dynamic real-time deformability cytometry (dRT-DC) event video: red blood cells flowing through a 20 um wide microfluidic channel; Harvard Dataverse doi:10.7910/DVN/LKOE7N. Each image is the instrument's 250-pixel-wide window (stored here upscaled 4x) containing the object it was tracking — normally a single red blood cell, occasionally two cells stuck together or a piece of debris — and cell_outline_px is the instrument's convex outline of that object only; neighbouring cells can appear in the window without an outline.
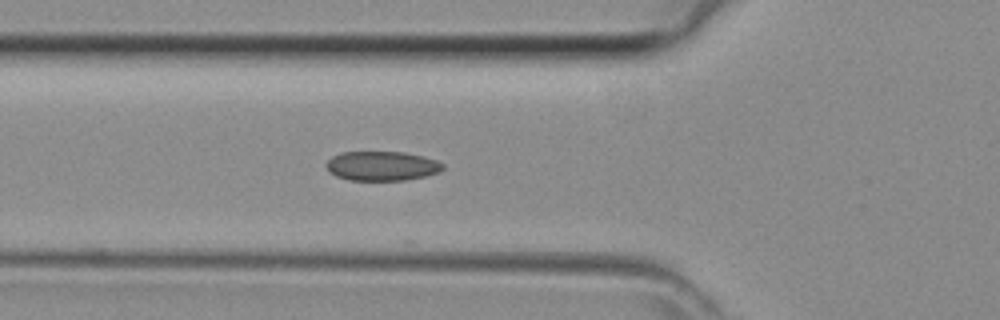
{"species": "common noctule bat (a hibernating species)", "species_latin": "Nyctalus noctula", "temperature_condition": "room temperature", "stored_images_in_passage": 5, "camera_frame_rate_fps": 3000, "um_per_image_px": 0.085, "animal": {"sex": "female", "body_mass_g": 29.2, "forearm_length_mm": 56.3}, "frame": {"image": 1, "passage_image": 2, "time_ms": 0.333, "image_size_px": [1000, 320], "cell_outline_px": [[444, 168], [440, 172], [428, 176], [404, 180], [348, 180], [336, 176], [328, 172], [324, 164], [332, 156], [340, 152], [404, 152], [424, 156], [436, 160], [444, 164]], "centroid_in_image_um": [32.45, 14.11], "position_along_channel_um": 93.3, "area_um2": 20.29}}
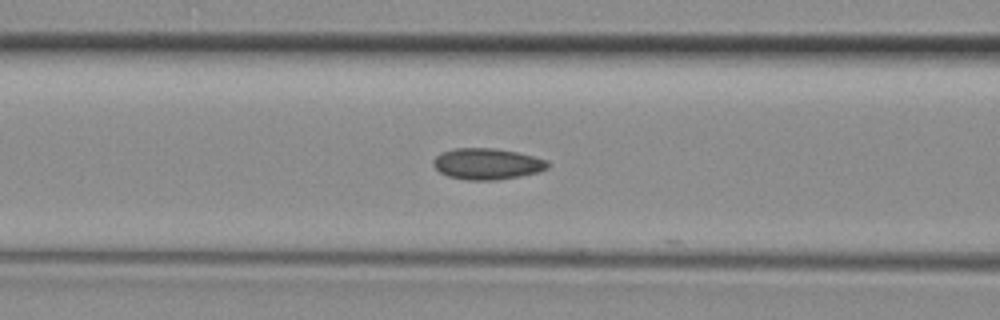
{"frame": {"image": 2, "passage_image": 4, "time_ms": 1.0, "image_size_px": [1000, 320], "cell_outline_px": [[548, 168], [540, 172], [520, 176], [496, 180], [468, 180], [448, 176], [440, 172], [432, 164], [432, 160], [440, 152], [456, 148], [492, 148], [516, 152], [548, 160]], "centroid_in_image_um": [41.39, 13.93], "position_along_channel_um": 125.2, "area_um2": 20.81}}